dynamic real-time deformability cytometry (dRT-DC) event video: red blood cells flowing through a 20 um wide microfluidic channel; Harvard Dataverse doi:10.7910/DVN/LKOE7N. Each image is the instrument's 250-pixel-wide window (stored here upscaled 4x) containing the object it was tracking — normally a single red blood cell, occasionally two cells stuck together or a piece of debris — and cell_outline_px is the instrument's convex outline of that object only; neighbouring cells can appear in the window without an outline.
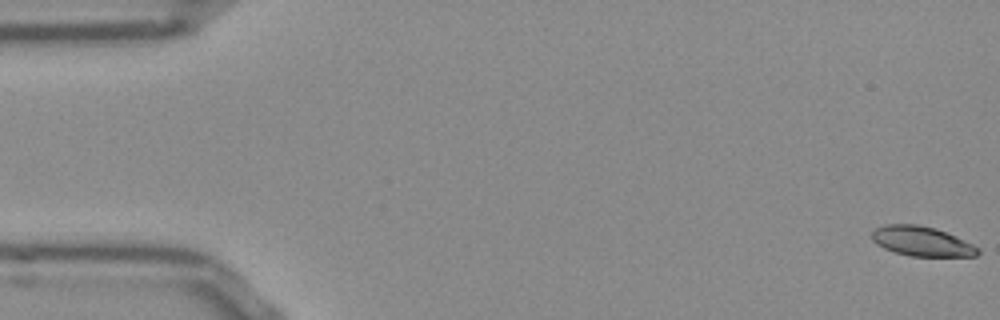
{"species": "Egyptian fruit bat (a non-hibernating species)", "species_latin": "Rousettus aegyptiacus", "temperature_condition": "room temperature", "stored_images_in_passage": 54, "camera_frame_rate_fps": 3000, "um_per_image_px": 0.085, "frame": {"image": 1, "passage_image": 1, "time_ms": 0.0, "image_size_px": [1000, 320], "cell_outline_px": [[980, 252], [976, 256], [908, 256], [884, 248], [876, 244], [872, 240], [872, 232], [876, 228], [884, 224], [916, 224], [936, 228], [964, 240], [980, 248]], "centroid_in_image_um": [78.34, 20.51], "position_along_channel_um": 6.7, "area_um2": 18.32}}
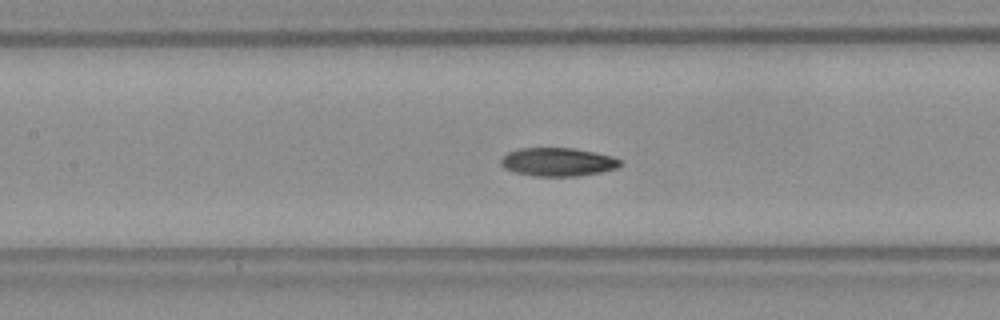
{"frame": {"image": 2, "passage_image": 24, "time_ms": 7.667, "image_size_px": [1000, 320], "cell_outline_px": [[620, 164], [616, 168], [600, 172], [576, 176], [532, 176], [512, 172], [504, 168], [500, 164], [500, 160], [508, 152], [520, 148], [572, 148], [612, 156], [620, 160]], "centroid_in_image_um": [47.35, 13.77], "position_along_channel_um": 160.0, "area_um2": 19.65}}
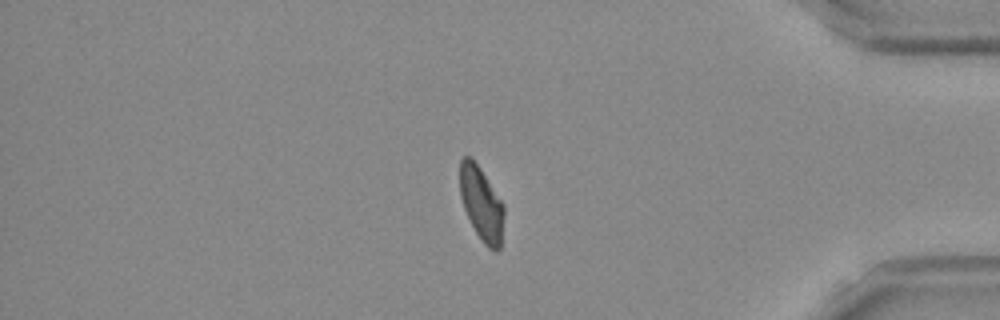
{"frame": {"image": 3, "passage_image": 45, "time_ms": 14.667, "image_size_px": [1000, 320], "cell_outline_px": [[504, 216], [500, 248], [496, 252], [488, 248], [484, 244], [476, 232], [464, 208], [460, 196], [460, 160], [464, 156], [468, 156], [480, 168], [504, 204]], "centroid_in_image_um": [40.93, 17.33], "position_along_channel_um": 394.3, "area_um2": 18.79}, "authors_computed_cell_mechanics": {"area_um2": 19.4497, "velocity_mm_per_s": 3.8249, "shape_relaxation_time_tau1_ms": 7.3447, "shape_relaxation_time_tau2_ms": 5.2204, "deformation_change_tau1": 0.1934, "deformation_change_tau2": 0.0817}}